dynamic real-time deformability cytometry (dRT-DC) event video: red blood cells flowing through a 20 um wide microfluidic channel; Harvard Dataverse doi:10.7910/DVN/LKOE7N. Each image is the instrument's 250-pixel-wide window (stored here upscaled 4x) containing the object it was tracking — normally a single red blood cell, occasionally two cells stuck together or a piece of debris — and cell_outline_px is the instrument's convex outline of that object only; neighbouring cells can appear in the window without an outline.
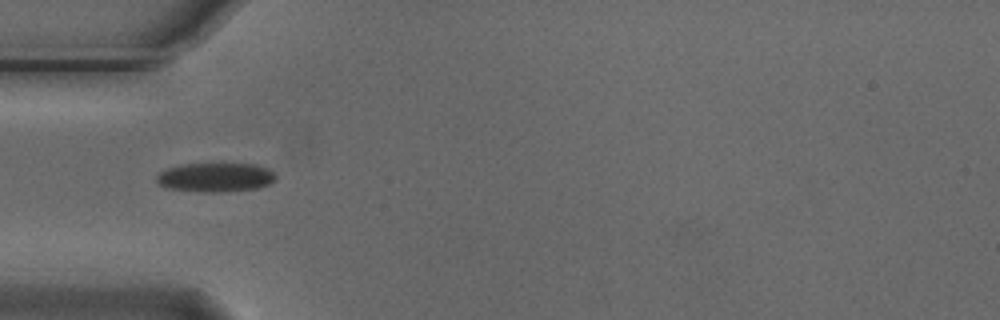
{"species": "Egyptian fruit bat (a non-hibernating species)", "species_latin": "Rousettus aegyptiacus", "temperature_condition": "cold", "stored_images_in_passage": 3, "camera_frame_rate_fps": 3000, "um_per_image_px": 0.085, "animal": {"sex": "male"}, "frame": {"image": 1, "passage_image": 3, "time_ms": 0.667, "image_size_px": [1000, 320], "cell_outline_px": [[276, 180], [268, 184], [256, 188], [224, 192], [196, 192], [164, 188], [156, 180], [156, 176], [160, 172], [168, 168], [184, 164], [256, 164], [268, 168], [276, 176]], "centroid_in_image_um": [18.3, 15.08], "position_along_channel_um": 66.7, "area_um2": 20.29}}